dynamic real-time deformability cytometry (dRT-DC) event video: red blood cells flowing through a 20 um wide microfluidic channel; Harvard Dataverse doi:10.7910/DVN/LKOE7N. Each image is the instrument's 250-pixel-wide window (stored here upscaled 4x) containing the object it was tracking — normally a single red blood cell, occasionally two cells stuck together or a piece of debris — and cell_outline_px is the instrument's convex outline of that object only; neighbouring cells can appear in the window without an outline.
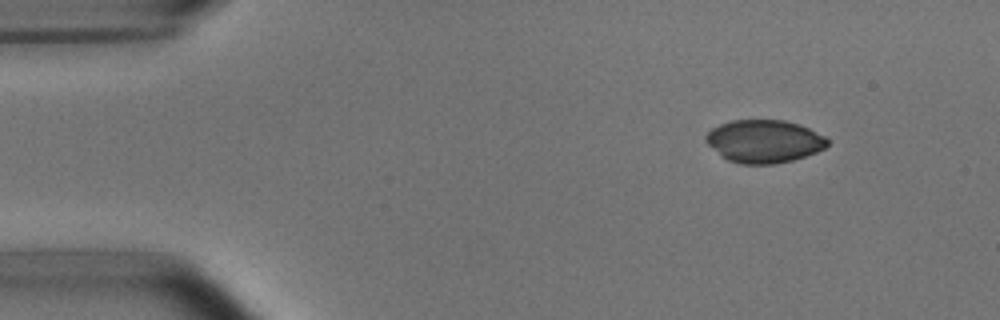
{"species": "common noctule bat (a hibernating species)", "species_latin": "Nyctalus noctula", "temperature_condition": "room temperature", "stored_images_in_passage": 13, "camera_frame_rate_fps": 3000, "um_per_image_px": 0.085, "animal": {"sex": "male", "body_mass_g": 15.6}, "frame": {"image": 1, "passage_image": 1, "time_ms": 0.0, "image_size_px": [1000, 320], "cell_outline_px": [[828, 144], [824, 148], [816, 152], [792, 160], [772, 164], [740, 164], [728, 160], [720, 156], [704, 140], [704, 136], [712, 128], [720, 124], [732, 120], [784, 120], [800, 124], [824, 136], [828, 140]], "centroid_in_image_um": [64.91, 12.01], "position_along_channel_um": 20.1, "area_um2": 30.35}}
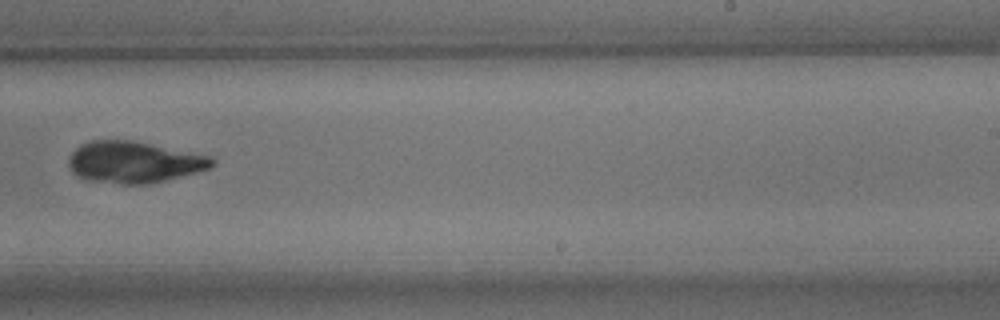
{"frame": {"image": 2, "passage_image": 8, "time_ms": 9.0, "image_size_px": [1000, 320], "cell_outline_px": [[216, 164], [208, 168], [196, 172], [152, 184], [120, 184], [88, 180], [76, 176], [72, 172], [68, 164], [68, 156], [80, 144], [92, 140], [132, 140], [212, 156], [216, 160]], "centroid_in_image_um": [11.38, 13.78], "position_along_channel_um": 277.6, "area_um2": 34.97}}
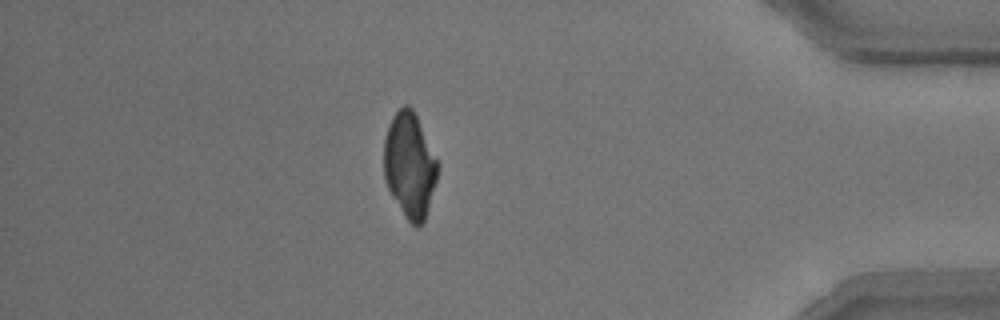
{"frame": {"image": 3, "passage_image": 12, "time_ms": 13.333, "image_size_px": [1000, 320], "cell_outline_px": [[440, 164], [436, 180], [428, 208], [424, 220], [416, 228], [408, 220], [388, 188], [384, 176], [384, 140], [392, 116], [404, 104], [408, 104], [412, 108]], "centroid_in_image_um": [34.83, 14.01], "position_along_channel_um": 400.4, "area_um2": 32.48}}